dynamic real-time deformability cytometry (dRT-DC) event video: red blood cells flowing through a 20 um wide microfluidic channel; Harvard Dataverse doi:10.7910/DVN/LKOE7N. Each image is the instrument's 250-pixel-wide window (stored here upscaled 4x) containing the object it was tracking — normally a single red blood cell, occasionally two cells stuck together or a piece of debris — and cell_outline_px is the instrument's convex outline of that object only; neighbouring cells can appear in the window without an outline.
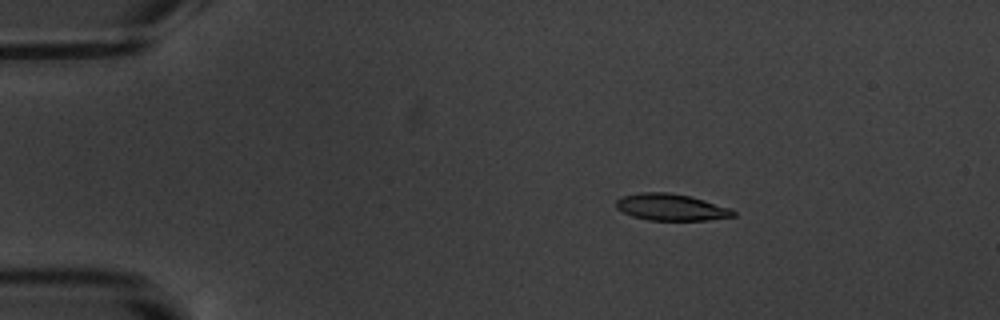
{"species": "common noctule bat (a hibernating species)", "species_latin": "Nyctalus noctula", "temperature_condition": "warm", "stored_images_in_passage": 5, "camera_frame_rate_fps": 3000, "um_per_image_px": 0.085, "animal": {"sex": "male", "body_mass_g": 20.1, "forearm_length_mm": 53.5}, "frame": {"image": 1, "passage_image": 3, "time_ms": 2.333, "image_size_px": [1000, 320], "cell_outline_px": [[736, 216], [708, 220], [648, 220], [632, 216], [616, 208], [616, 200], [620, 196], [640, 192], [668, 192], [692, 196], [728, 208], [736, 212]], "centroid_in_image_um": [57.01, 17.6], "position_along_channel_um": 28.0, "area_um2": 18.26}}